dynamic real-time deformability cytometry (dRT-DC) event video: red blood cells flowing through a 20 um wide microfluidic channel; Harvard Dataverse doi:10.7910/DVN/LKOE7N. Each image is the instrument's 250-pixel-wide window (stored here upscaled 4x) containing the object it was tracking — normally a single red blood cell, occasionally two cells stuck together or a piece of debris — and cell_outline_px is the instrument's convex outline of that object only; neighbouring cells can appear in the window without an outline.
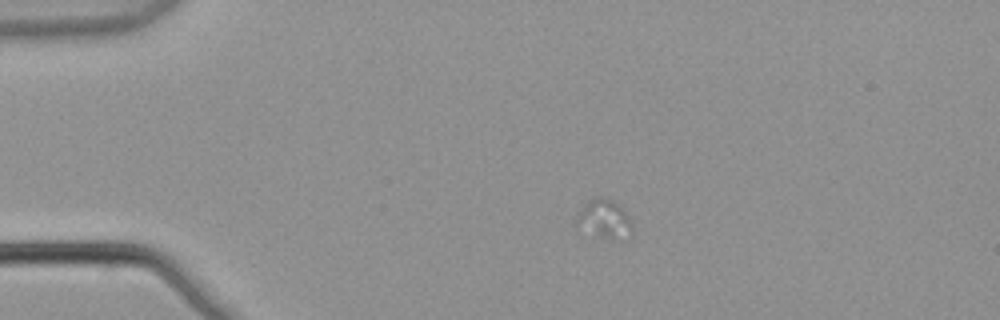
{"species": "common noctule bat (a hibernating species)", "species_latin": "Nyctalus noctula", "temperature_condition": "warm", "stored_images_in_passage": 4, "camera_frame_rate_fps": 3000, "um_per_image_px": 0.085, "animal": {"sex": "male", "body_mass_g": 21.5, "forearm_length_mm": 52.0}, "frame": {"image": 1, "passage_image": 2, "time_ms": 0.333, "image_size_px": [1000, 320], "cell_outline_px": [[632, 232], [624, 240], [612, 240], [600, 236], [576, 224], [576, 216], [584, 204], [588, 200], [596, 196], [604, 196], [620, 204], [632, 220]], "centroid_in_image_um": [51.43, 18.59], "position_along_channel_um": 33.6, "area_um2": 12.72}}